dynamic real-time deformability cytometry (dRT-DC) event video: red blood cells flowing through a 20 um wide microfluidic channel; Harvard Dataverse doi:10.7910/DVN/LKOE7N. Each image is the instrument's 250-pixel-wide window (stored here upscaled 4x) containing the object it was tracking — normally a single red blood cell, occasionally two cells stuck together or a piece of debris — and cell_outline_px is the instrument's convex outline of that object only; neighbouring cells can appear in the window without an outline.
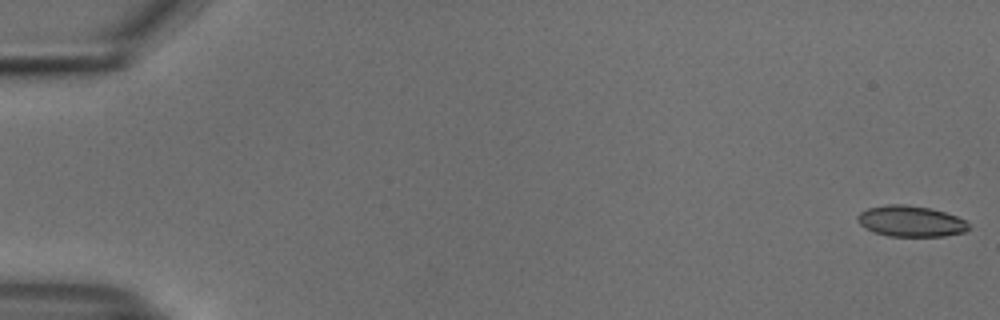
{"species": "common noctule bat (a hibernating species)", "species_latin": "Nyctalus noctula", "temperature_condition": "cold", "stored_images_in_passage": 6, "camera_frame_rate_fps": 3000, "um_per_image_px": 0.085, "animal": {"sex": "male", "body_mass_g": 18.8}, "frame": {"image": 1, "passage_image": 1, "time_ms": 0.0, "image_size_px": [1000, 320], "cell_outline_px": [[972, 228], [964, 232], [944, 236], [888, 236], [872, 232], [864, 228], [860, 224], [856, 216], [860, 212], [868, 208], [888, 204], [904, 204], [928, 208], [944, 212], [956, 216], [964, 220]], "centroid_in_image_um": [77.39, 18.81], "position_along_channel_um": 7.6, "area_um2": 20.06}}